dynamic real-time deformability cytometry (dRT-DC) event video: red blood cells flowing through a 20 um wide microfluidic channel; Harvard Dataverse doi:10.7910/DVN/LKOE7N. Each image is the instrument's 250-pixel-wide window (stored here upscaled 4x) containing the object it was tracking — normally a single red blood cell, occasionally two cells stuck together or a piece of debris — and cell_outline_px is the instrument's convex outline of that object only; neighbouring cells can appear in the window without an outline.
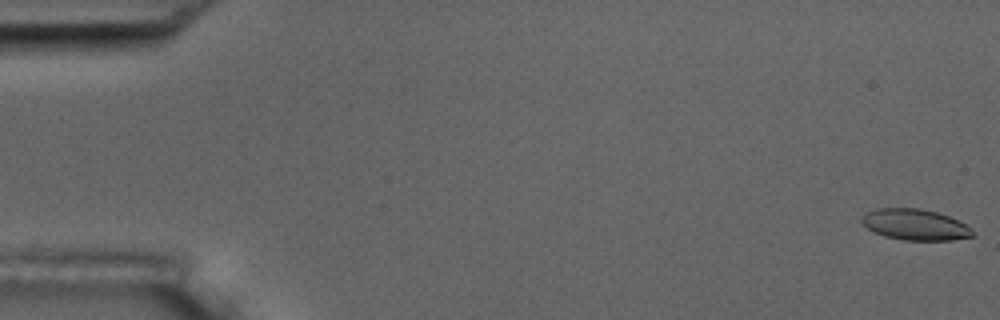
{"species": "common noctule bat (a hibernating species)", "species_latin": "Nyctalus noctula", "temperature_condition": "room temperature", "stored_images_in_passage": 5, "camera_frame_rate_fps": 3000, "um_per_image_px": 0.085, "animal": {"sex": "male", "body_mass_g": 17.5, "forearm_length_mm": 52.3}, "frame": {"image": 1, "passage_image": 1, "time_ms": 0.0, "image_size_px": [1000, 320], "cell_outline_px": [[976, 236], [952, 240], [904, 240], [884, 236], [868, 228], [860, 220], [864, 212], [876, 208], [920, 208], [936, 212], [948, 216], [972, 228]], "centroid_in_image_um": [77.78, 19.09], "position_along_channel_um": 7.2, "area_um2": 20.06}}
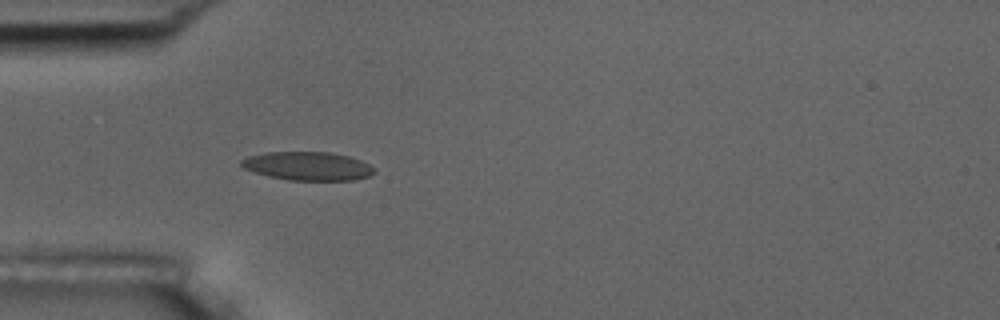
{"frame": {"image": 2, "passage_image": 5, "time_ms": 5.333, "image_size_px": [1000, 320], "cell_outline_px": [[376, 172], [368, 176], [352, 180], [288, 180], [268, 176], [252, 172], [244, 168], [240, 164], [240, 160], [248, 156], [264, 152], [332, 152], [348, 156], [360, 160], [368, 164]], "centroid_in_image_um": [26.11, 14.11], "position_along_channel_um": 58.9, "area_um2": 22.14}}